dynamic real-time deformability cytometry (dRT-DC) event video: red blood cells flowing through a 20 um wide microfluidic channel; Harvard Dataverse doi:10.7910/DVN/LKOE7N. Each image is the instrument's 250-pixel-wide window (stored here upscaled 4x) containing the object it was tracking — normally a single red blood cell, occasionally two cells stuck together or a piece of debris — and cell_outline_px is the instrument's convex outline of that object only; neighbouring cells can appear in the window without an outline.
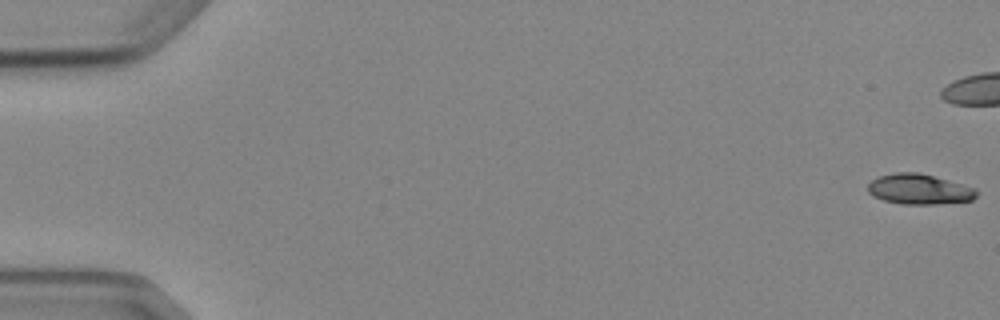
{"species": "Egyptian fruit bat (a non-hibernating species)", "species_latin": "Rousettus aegyptiacus", "temperature_condition": "cold", "stored_images_in_passage": 6, "camera_frame_rate_fps": 3000, "um_per_image_px": 0.085, "animal": {"sex": "female"}, "frame": {"image": 1, "passage_image": 1, "time_ms": 0.0, "image_size_px": [1000, 320], "cell_outline_px": [[976, 196], [972, 200], [936, 204], [904, 204], [884, 200], [872, 196], [868, 192], [868, 184], [872, 180], [880, 176], [896, 172], [920, 172], [976, 188]], "centroid_in_image_um": [78.12, 16.08], "position_along_channel_um": 6.9, "area_um2": 19.07}}
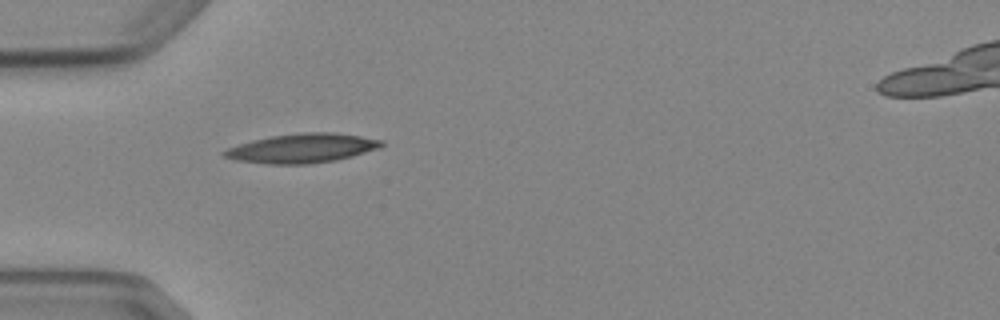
{"frame": {"image": 2, "passage_image": 6, "time_ms": 6.667, "image_size_px": [1000, 320], "cell_outline_px": [[384, 144], [380, 148], [352, 156], [336, 160], [308, 164], [268, 164], [236, 160], [224, 156], [220, 152], [228, 148], [252, 140], [272, 136], [304, 132], [332, 132], [360, 136], [384, 140]], "centroid_in_image_um": [25.7, 12.6], "position_along_channel_um": 59.3, "area_um2": 26.7}}